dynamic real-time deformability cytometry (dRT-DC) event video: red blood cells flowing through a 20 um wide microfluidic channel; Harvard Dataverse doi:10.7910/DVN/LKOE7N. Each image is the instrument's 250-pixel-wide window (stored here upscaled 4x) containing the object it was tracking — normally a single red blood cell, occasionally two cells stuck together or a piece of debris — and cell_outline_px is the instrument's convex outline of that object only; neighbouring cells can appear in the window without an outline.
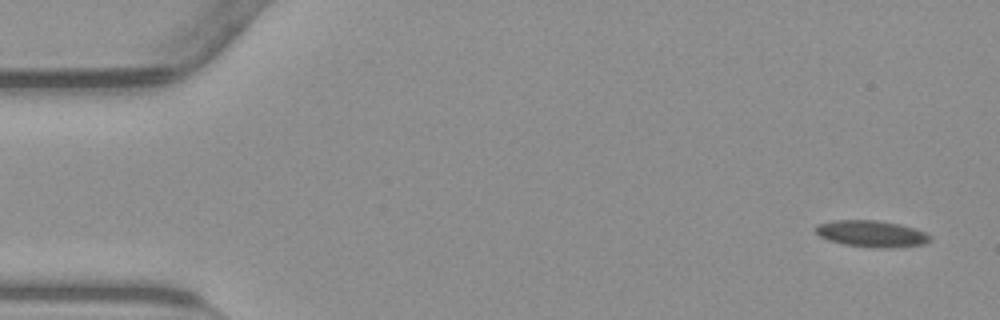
{"species": "common noctule bat (a hibernating species)", "species_latin": "Nyctalus noctula", "temperature_condition": "warm", "stored_images_in_passage": 55, "camera_frame_rate_fps": 3000, "um_per_image_px": 0.085, "animal": {"sex": "male", "body_mass_g": 23.1, "forearm_length_mm": 52.7}, "frame": {"image": 1, "passage_image": 1, "time_ms": 0.0, "image_size_px": [1000, 320], "cell_outline_px": [[928, 240], [920, 244], [844, 244], [820, 236], [816, 232], [816, 228], [820, 224], [840, 220], [872, 220], [896, 224], [912, 228], [924, 232], [928, 236]], "centroid_in_image_um": [73.97, 19.79], "position_along_channel_um": 11.0, "area_um2": 15.55}}
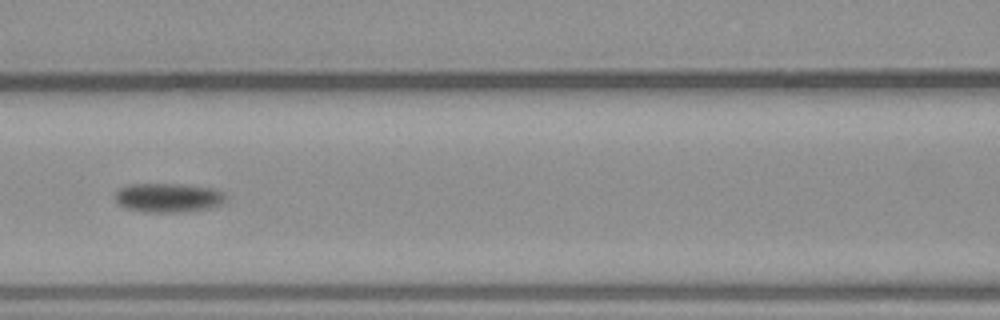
{"frame": {"image": 2, "passage_image": 23, "time_ms": 7.333, "image_size_px": [1000, 320], "cell_outline_px": [[224, 200], [220, 204], [212, 208], [180, 212], [148, 212], [128, 208], [120, 204], [116, 200], [116, 192], [120, 188], [128, 184], [188, 184], [216, 188], [224, 192]], "centroid_in_image_um": [14.35, 16.78], "position_along_channel_um": 152.2, "area_um2": 18.79}}
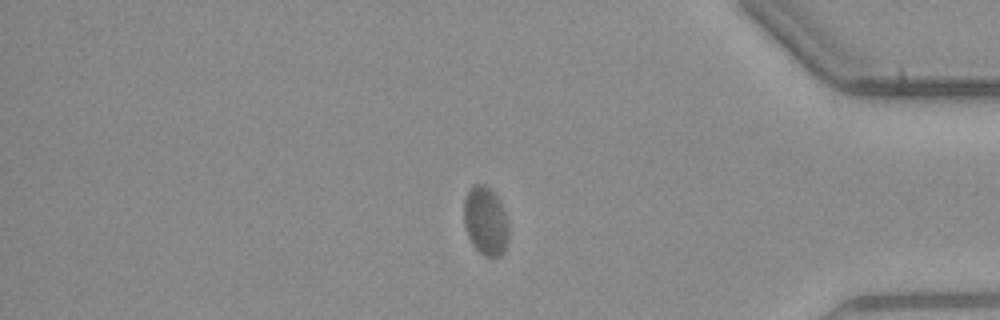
{"frame": {"image": 3, "passage_image": 45, "time_ms": 14.667, "image_size_px": [1000, 320], "cell_outline_px": [[508, 240], [504, 252], [500, 256], [484, 256], [472, 244], [468, 236], [464, 224], [464, 200], [472, 184], [484, 184], [500, 200], [508, 224]], "centroid_in_image_um": [41.27, 18.79], "position_along_channel_um": 393.9, "area_um2": 17.8}}